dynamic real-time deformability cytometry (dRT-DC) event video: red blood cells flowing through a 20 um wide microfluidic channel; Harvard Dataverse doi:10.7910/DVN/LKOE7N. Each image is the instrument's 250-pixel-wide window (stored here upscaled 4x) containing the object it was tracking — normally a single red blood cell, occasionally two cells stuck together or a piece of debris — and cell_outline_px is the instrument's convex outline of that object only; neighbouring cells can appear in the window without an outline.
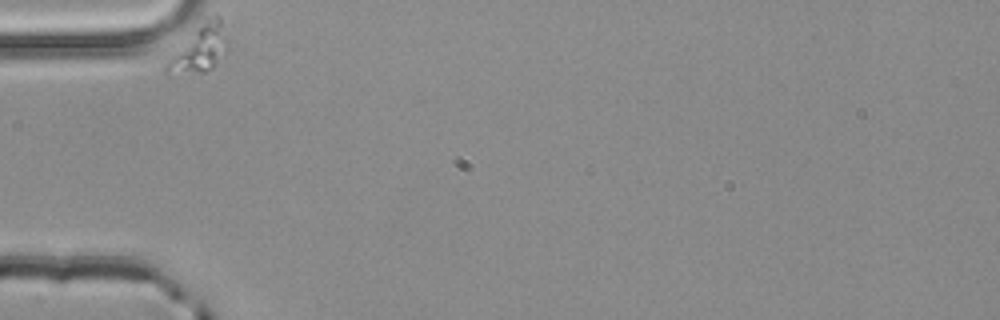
{"species": "common noctule bat (a hibernating species)", "species_latin": "Nyctalus noctula", "temperature_condition": "room temperature", "stored_images_in_passage": 2, "camera_frame_rate_fps": 3000, "um_per_image_px": 0.085, "animal": {"sex": "male", "body_mass_g": 20.4}, "frame": {"image": 1, "passage_image": 1, "time_ms": 0.0, "image_size_px": [1000, 320], "cell_outline_px": [[228, 52], [212, 68], [204, 72], [168, 76], [164, 72], [164, 64], [196, 28], [216, 12], [220, 16], [228, 44]], "centroid_in_image_um": [16.97, 4.19], "position_along_channel_um": 68.0, "area_um2": 16.7}}